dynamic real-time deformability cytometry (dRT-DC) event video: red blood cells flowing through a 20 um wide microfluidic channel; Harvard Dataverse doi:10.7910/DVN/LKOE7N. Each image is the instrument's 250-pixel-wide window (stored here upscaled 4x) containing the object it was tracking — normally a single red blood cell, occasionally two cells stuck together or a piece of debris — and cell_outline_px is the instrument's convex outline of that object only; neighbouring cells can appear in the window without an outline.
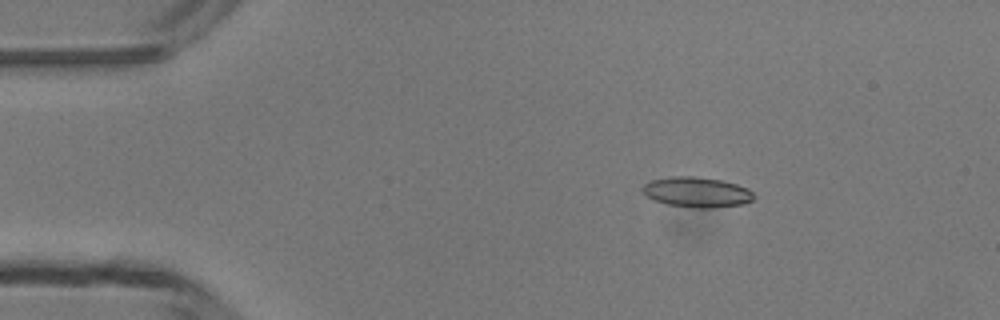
{"species": "common noctule bat (a hibernating species)", "species_latin": "Nyctalus noctula", "temperature_condition": "room temperature", "stored_images_in_passage": 6, "camera_frame_rate_fps": 3000, "um_per_image_px": 0.085, "animal": {"sex": "male", "body_mass_g": 13.3}, "frame": {"image": 1, "passage_image": 3, "time_ms": 2.333, "image_size_px": [1000, 320], "cell_outline_px": [[756, 196], [752, 200], [744, 204], [712, 208], [696, 208], [668, 204], [656, 200], [648, 196], [644, 192], [644, 184], [652, 180], [668, 176], [696, 176], [720, 180], [736, 184], [748, 188]], "centroid_in_image_um": [59.28, 16.33], "position_along_channel_um": 25.7, "area_um2": 19.48}}
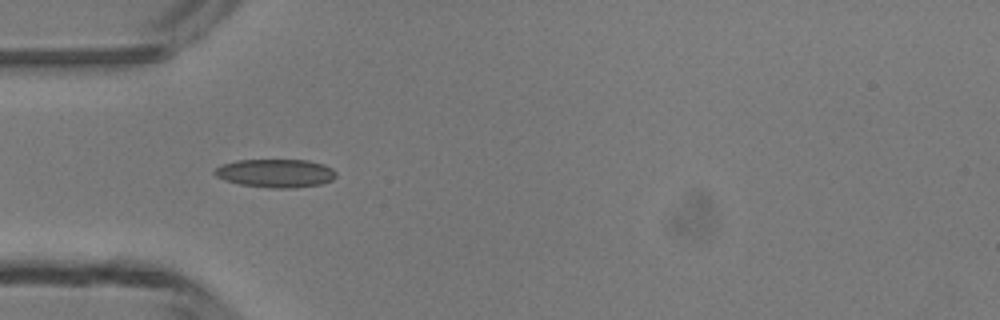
{"frame": {"image": 2, "passage_image": 5, "time_ms": 4.667, "image_size_px": [1000, 320], "cell_outline_px": [[336, 176], [332, 180], [320, 184], [292, 188], [268, 188], [240, 184], [224, 180], [216, 176], [212, 172], [220, 164], [236, 160], [308, 160], [324, 164], [332, 168], [336, 172]], "centroid_in_image_um": [23.41, 14.72], "position_along_channel_um": 61.6, "area_um2": 20.23}}
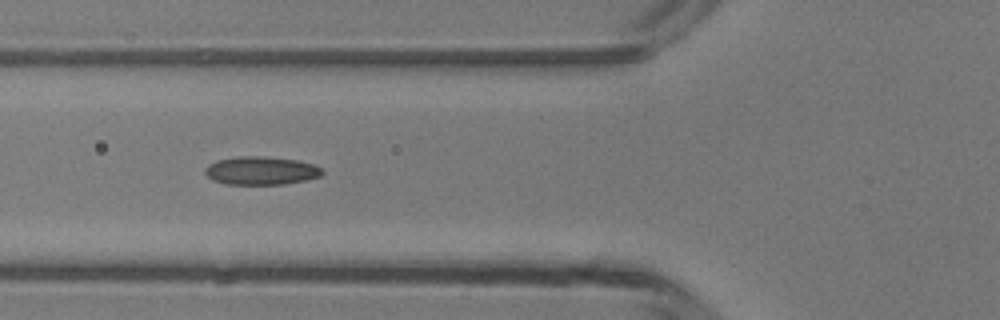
{"frame": {"image": 3, "passage_image": 6, "time_ms": 5.667, "image_size_px": [1000, 320], "cell_outline_px": [[324, 172], [320, 176], [304, 180], [284, 184], [224, 184], [212, 180], [204, 172], [204, 168], [208, 164], [216, 160], [236, 156], [264, 156], [296, 160], [316, 164]], "centroid_in_image_um": [22.15, 14.49], "position_along_channel_um": 103.6, "area_um2": 19.42}}